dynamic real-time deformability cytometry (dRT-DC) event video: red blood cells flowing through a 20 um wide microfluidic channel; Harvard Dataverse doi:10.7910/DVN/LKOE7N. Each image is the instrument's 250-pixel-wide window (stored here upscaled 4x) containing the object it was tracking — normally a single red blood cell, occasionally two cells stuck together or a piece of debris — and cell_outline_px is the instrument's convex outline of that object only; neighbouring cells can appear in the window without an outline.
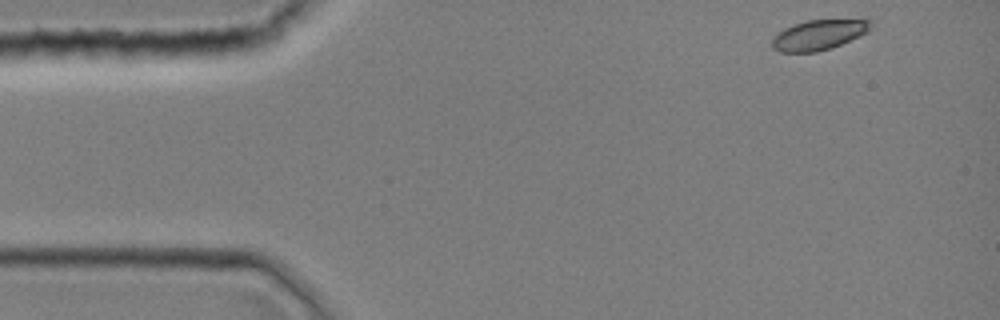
{"species": "common noctule bat (a hibernating species)", "species_latin": "Nyctalus noctula", "temperature_condition": "room temperature", "stored_images_in_passage": 39, "camera_frame_rate_fps": 3000, "um_per_image_px": 0.085, "animal": {"sex": "female", "body_mass_g": 19.0, "forearm_length_mm": 51.5}, "frame": {"image": 1, "passage_image": 1, "time_ms": 0.0, "image_size_px": [1000, 320], "cell_outline_px": [[872, 28], [868, 32], [860, 36], [832, 48], [816, 52], [780, 52], [772, 48], [772, 36], [784, 28], [808, 20], [868, 16], [872, 20]], "centroid_in_image_um": [69.72, 2.91], "position_along_channel_um": 15.3, "area_um2": 18.26}}
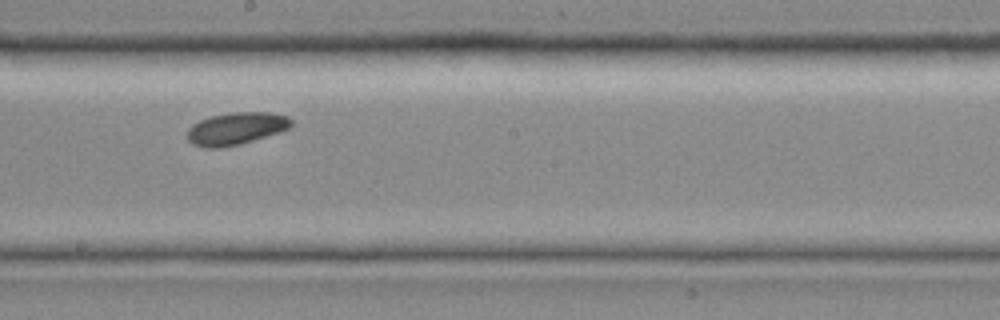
{"frame": {"image": 2, "passage_image": 22, "time_ms": 7.0, "image_size_px": [1000, 320], "cell_outline_px": [[292, 124], [288, 128], [280, 132], [240, 144], [220, 148], [204, 148], [192, 144], [184, 136], [188, 128], [192, 124], [200, 120], [212, 116], [232, 112], [272, 112], [288, 116], [292, 120]], "centroid_in_image_um": [20.03, 10.93], "position_along_channel_um": 228.2, "area_um2": 19.83}}
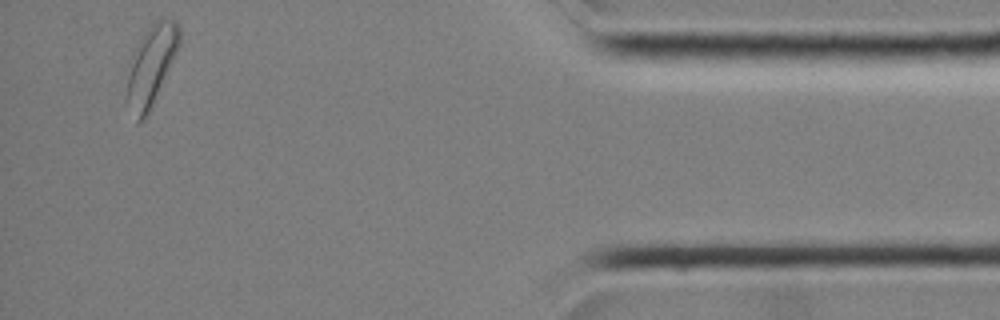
{"frame": {"image": 3, "passage_image": 39, "time_ms": 12.667, "image_size_px": [1000, 320], "cell_outline_px": [[180, 44], [152, 108], [148, 116], [144, 120], [136, 124], [124, 100], [124, 96], [128, 60], [136, 44], [152, 20], [164, 16], [176, 20], [180, 24]], "centroid_in_image_um": [12.79, 5.58], "position_along_channel_um": 422.4, "area_um2": 26.07}}